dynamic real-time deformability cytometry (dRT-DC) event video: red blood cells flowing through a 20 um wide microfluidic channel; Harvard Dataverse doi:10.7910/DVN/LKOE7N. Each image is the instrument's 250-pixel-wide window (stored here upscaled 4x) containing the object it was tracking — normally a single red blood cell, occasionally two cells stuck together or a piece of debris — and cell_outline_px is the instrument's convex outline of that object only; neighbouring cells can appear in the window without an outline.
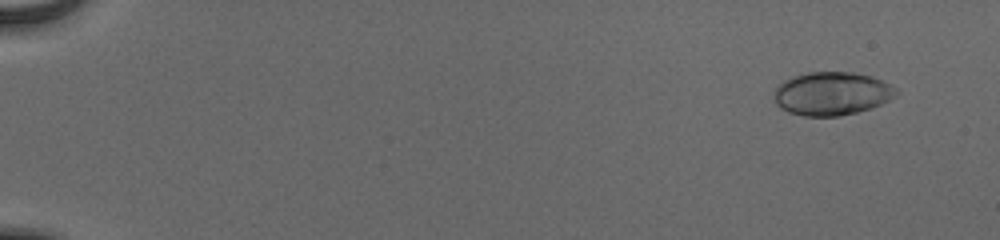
{"species": "human", "species_latin": "Homo sapiens", "temperature_condition": "cold", "stored_images_in_passage": 56, "camera_frame_rate_fps": 3000, "um_per_image_px": 0.085, "donor": {"sex": "male"}, "frame": {"image": 1, "passage_image": 5, "time_ms": 1.333, "image_size_px": [1000, 240], "cell_outline_px": [[900, 92], [888, 100], [872, 108], [840, 116], [804, 116], [788, 112], [780, 108], [776, 104], [776, 88], [784, 80], [808, 72], [852, 72], [872, 76], [896, 88]], "centroid_in_image_um": [70.72, 7.96], "position_along_channel_um": 14.3, "area_um2": 30.58}}
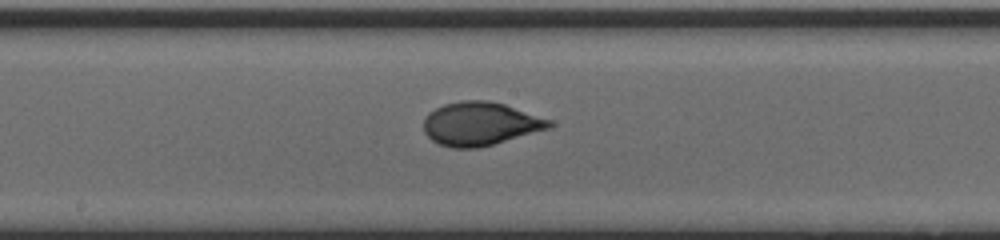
{"frame": {"image": 2, "passage_image": 33, "time_ms": 10.667, "image_size_px": [1000, 240], "cell_outline_px": [[556, 124], [552, 128], [492, 144], [476, 148], [452, 148], [440, 144], [432, 140], [424, 132], [424, 120], [428, 112], [444, 104], [460, 100], [488, 100], [504, 104], [552, 120]], "centroid_in_image_um": [40.84, 10.51], "position_along_channel_um": 207.4, "area_um2": 31.85}}
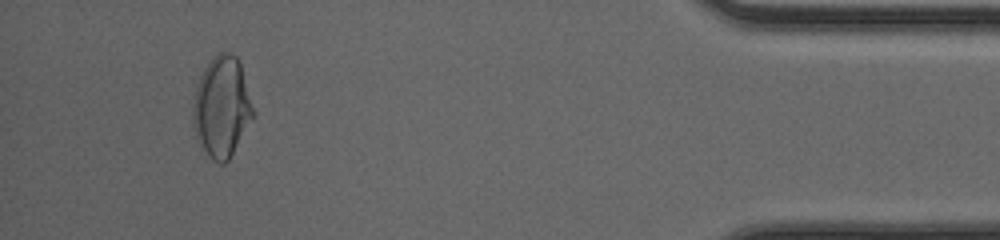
{"frame": {"image": 3, "passage_image": 53, "time_ms": 17.333, "image_size_px": [1000, 240], "cell_outline_px": [[256, 116], [228, 160], [224, 164], [220, 164], [212, 160], [208, 156], [196, 136], [192, 124], [192, 108], [196, 88], [200, 76], [204, 68], [216, 52], [228, 52], [236, 56], [240, 64], [256, 112]], "centroid_in_image_um": [18.87, 9.1], "position_along_channel_um": 416.3, "area_um2": 35.66}, "authors_computed_cell_mechanics": {"area_um2": 31.0675, "velocity_mm_per_s": 3.9067, "shape_relaxation_time_tau1_ms": 7.8142, "shape_relaxation_time_tau2_ms": null, "deformation_change_tau1": 0.2319, "deformation_change_tau2": null}}